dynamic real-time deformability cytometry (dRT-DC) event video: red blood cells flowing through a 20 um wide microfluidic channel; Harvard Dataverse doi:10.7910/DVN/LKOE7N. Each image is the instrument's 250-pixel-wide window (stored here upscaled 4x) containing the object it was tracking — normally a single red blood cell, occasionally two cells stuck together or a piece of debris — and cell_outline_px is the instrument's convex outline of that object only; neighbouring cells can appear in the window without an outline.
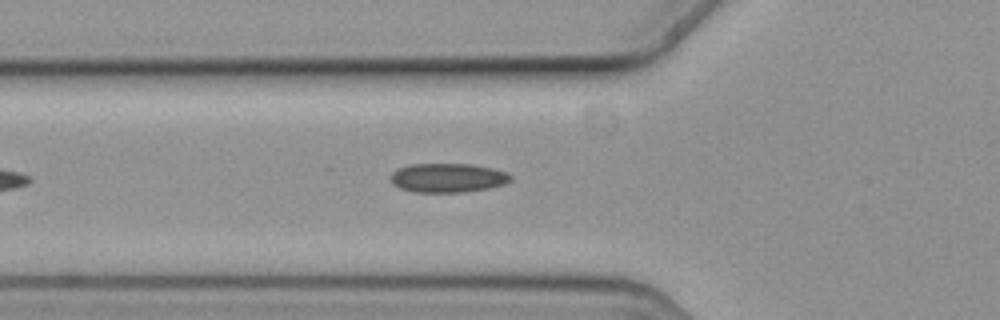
{"species": "common noctule bat (a hibernating species)", "species_latin": "Nyctalus noctula", "temperature_condition": "cold", "stored_images_in_passage": 6, "camera_frame_rate_fps": 3000, "um_per_image_px": 0.085, "animal": {"sex": "female", "body_mass_g": 19.3, "forearm_length_mm": 54.1}, "frame": {"image": 1, "passage_image": 6, "time_ms": 1.667, "image_size_px": [1000, 320], "cell_outline_px": [[512, 180], [504, 184], [488, 188], [464, 192], [412, 192], [400, 188], [392, 184], [392, 172], [408, 164], [472, 164], [492, 168], [508, 172], [512, 176]], "centroid_in_image_um": [38.08, 15.11], "position_along_channel_um": 87.7, "area_um2": 20.4}}